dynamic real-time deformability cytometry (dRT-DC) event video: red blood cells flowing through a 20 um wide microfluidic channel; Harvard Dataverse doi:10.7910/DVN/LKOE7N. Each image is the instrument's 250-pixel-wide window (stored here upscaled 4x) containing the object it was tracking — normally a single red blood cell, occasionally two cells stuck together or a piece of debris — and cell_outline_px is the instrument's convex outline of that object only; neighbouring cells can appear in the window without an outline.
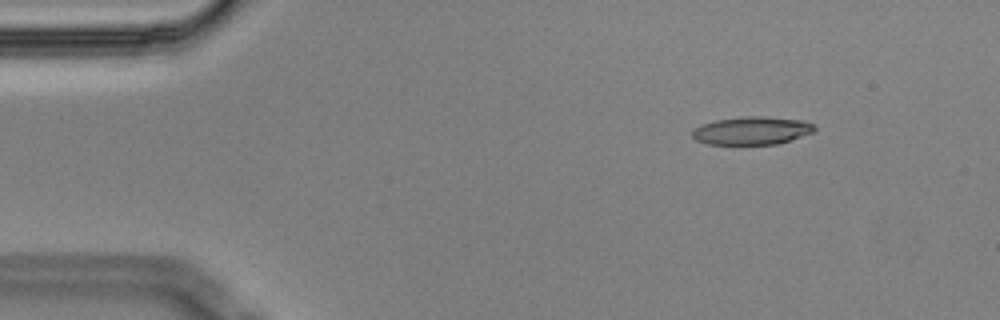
{"species": "Egyptian fruit bat (a non-hibernating species)", "species_latin": "Rousettus aegyptiacus", "temperature_condition": "cold", "stored_images_in_passage": 5, "segment_of_instrument_passage": [1, 2], "camera_frame_rate_fps": 3000, "um_per_image_px": 0.085, "animal": {"sex": "male"}, "frame": {"image": 1, "passage_image": 2, "time_ms": 0.333, "image_size_px": [1000, 320], "cell_outline_px": [[816, 132], [776, 144], [708, 144], [696, 140], [692, 136], [692, 128], [700, 124], [716, 120], [744, 116], [764, 116], [804, 120], [816, 124]], "centroid_in_image_um": [63.93, 11.09], "position_along_channel_um": 21.1, "area_um2": 20.23}}